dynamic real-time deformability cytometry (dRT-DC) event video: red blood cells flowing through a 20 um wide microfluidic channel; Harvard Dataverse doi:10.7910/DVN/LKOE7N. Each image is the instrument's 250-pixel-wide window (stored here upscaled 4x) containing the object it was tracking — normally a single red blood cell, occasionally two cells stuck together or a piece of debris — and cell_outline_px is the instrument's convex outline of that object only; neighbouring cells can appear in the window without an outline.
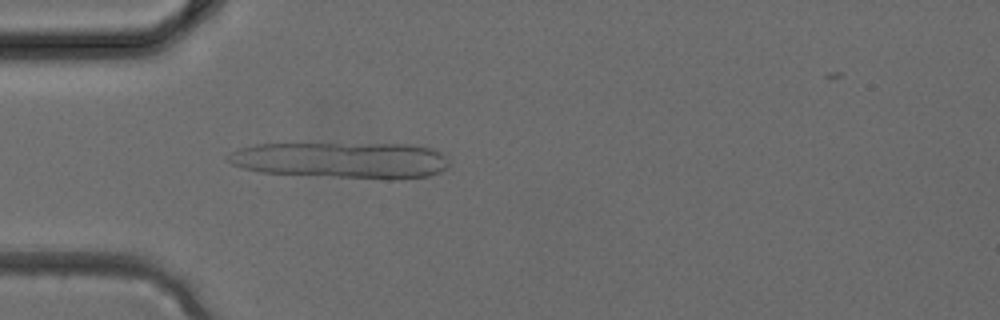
{"species": "common noctule bat (a hibernating species)", "species_latin": "Nyctalus noctula", "temperature_condition": "cold", "stored_images_in_passage": 2, "camera_frame_rate_fps": 3000, "um_per_image_px": 0.085, "animal": {"sex": "female", "body_mass_g": 24.6, "forearm_length_mm": 56.2}, "frame": {"image": 1, "passage_image": 2, "time_ms": 0.333, "image_size_px": [1000, 320], "cell_outline_px": [[448, 168], [440, 172], [428, 176], [392, 180], [388, 180], [260, 172], [244, 168], [232, 164], [224, 156], [240, 148], [256, 144], [412, 144], [432, 148], [444, 152], [448, 160]], "centroid_in_image_um": [29.12, 13.62], "position_along_channel_um": 55.9, "area_um2": 47.11}}